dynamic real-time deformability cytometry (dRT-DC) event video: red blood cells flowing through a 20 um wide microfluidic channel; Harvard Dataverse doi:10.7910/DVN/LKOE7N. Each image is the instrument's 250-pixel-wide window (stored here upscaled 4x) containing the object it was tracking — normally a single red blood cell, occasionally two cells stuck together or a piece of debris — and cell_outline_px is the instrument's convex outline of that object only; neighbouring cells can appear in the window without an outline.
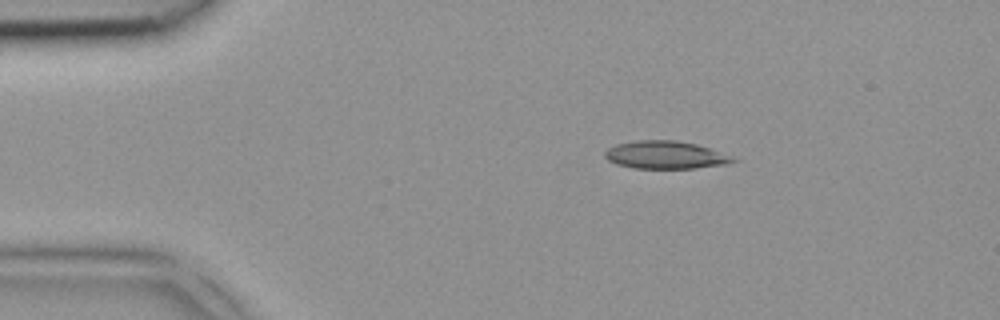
{"species": "common noctule bat (a hibernating species)", "species_latin": "Nyctalus noctula", "temperature_condition": "room temperature", "stored_images_in_passage": 4, "camera_frame_rate_fps": 3000, "um_per_image_px": 0.085, "animal": {"sex": "female", "body_mass_g": 18.4}, "frame": {"image": 1, "passage_image": 2, "time_ms": 0.333, "image_size_px": [1000, 320], "cell_outline_px": [[740, 160], [728, 164], [692, 168], [636, 168], [616, 164], [608, 160], [604, 156], [604, 152], [608, 148], [616, 144], [636, 140], [676, 140], [696, 144], [708, 148]], "centroid_in_image_um": [56.53, 13.17], "position_along_channel_um": 28.5, "area_um2": 20.58}}